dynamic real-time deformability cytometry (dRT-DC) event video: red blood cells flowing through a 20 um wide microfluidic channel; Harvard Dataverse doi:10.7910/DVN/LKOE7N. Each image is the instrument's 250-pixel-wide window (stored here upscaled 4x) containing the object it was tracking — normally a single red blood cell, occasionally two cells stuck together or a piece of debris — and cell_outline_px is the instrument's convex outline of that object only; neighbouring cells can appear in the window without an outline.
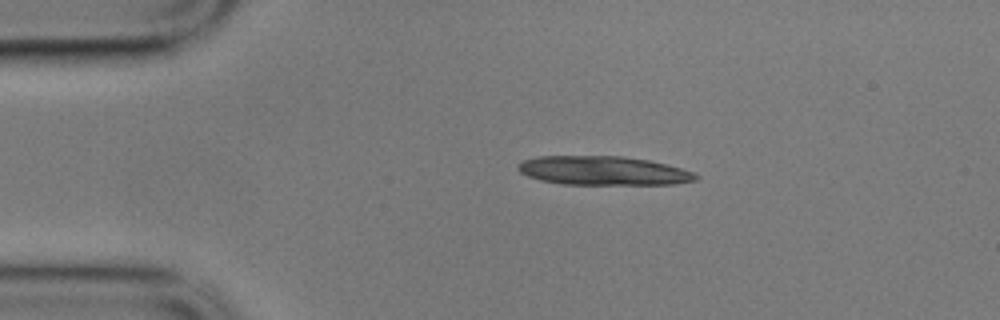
{"species": "common noctule bat (a hibernating species)", "species_latin": "Nyctalus noctula", "temperature_condition": "cold", "stored_images_in_passage": 6, "camera_frame_rate_fps": 3000, "um_per_image_px": 0.085, "animal": {"sex": "male", "body_mass_g": 17.9}, "frame": {"image": 1, "passage_image": 1, "time_ms": 0.0, "image_size_px": [1000, 320], "cell_outline_px": [[700, 176], [696, 180], [672, 184], [560, 184], [540, 180], [528, 176], [520, 172], [516, 168], [524, 160], [540, 156], [620, 156], [648, 160], [680, 168], [692, 172]], "centroid_in_image_um": [51.25, 14.51], "position_along_channel_um": 33.7, "area_um2": 29.71}}
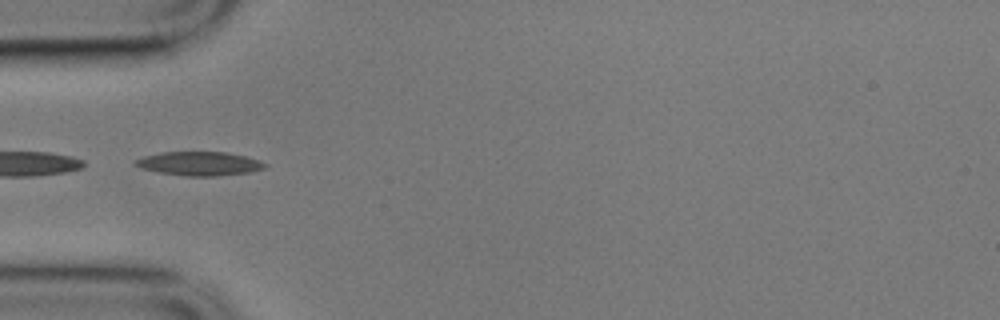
{"frame": {"image": 2, "passage_image": 3, "time_ms": 0.667, "image_size_px": [1000, 320], "cell_outline_px": [[268, 164], [264, 168], [248, 172], [216, 176], [184, 176], [160, 172], [140, 168], [132, 164], [136, 160], [144, 156], [160, 152], [224, 152], [244, 156], [260, 160]], "centroid_in_image_um": [16.92, 13.9], "position_along_channel_um": 68.1, "area_um2": 17.92}}
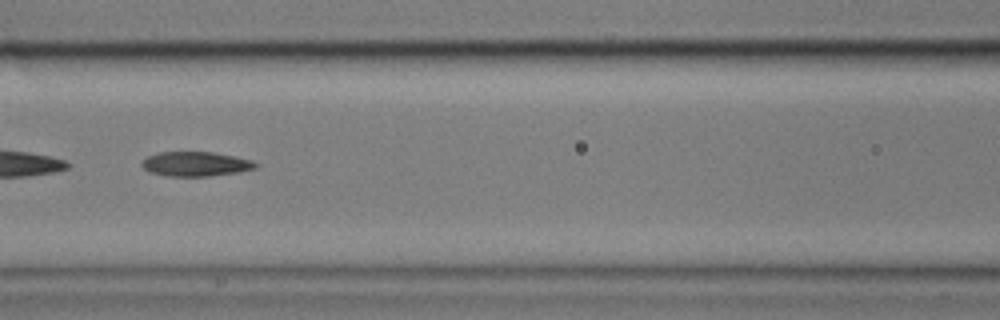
{"frame": {"image": 3, "passage_image": 5, "time_ms": 1.333, "image_size_px": [1000, 320], "cell_outline_px": [[260, 164], [256, 168], [236, 172], [212, 176], [164, 176], [148, 172], [140, 164], [148, 156], [160, 152], [212, 152], [236, 156], [252, 160]], "centroid_in_image_um": [16.64, 13.94], "position_along_channel_um": 150.0, "area_um2": 16.36}}